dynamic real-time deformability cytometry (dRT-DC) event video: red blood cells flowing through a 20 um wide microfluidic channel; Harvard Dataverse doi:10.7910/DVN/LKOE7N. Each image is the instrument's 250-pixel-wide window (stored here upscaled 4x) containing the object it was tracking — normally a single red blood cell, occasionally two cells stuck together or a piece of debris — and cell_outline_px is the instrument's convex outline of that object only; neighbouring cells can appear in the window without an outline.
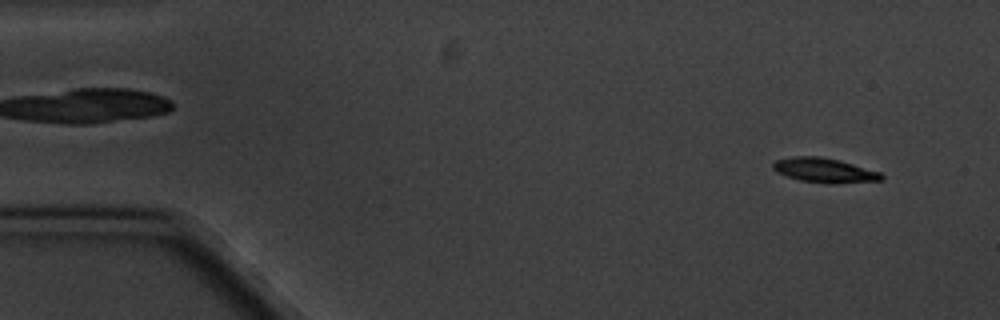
{"species": "common noctule bat (a hibernating species)", "species_latin": "Nyctalus noctula", "temperature_condition": "cold", "stored_images_in_passage": 5, "camera_frame_rate_fps": 3000, "um_per_image_px": 0.085, "animal": {"sex": "male", "body_mass_g": 20.1, "forearm_length_mm": 53.5}, "frame": {"image": 1, "passage_image": 1, "time_ms": 0.0, "image_size_px": [1000, 320], "cell_outline_px": [[884, 180], [828, 184], [800, 180], [776, 172], [772, 168], [772, 164], [776, 160], [792, 156], [820, 156], [840, 160], [880, 172], [884, 176]], "centroid_in_image_um": [70.07, 14.47], "position_along_channel_um": 14.9, "area_um2": 15.55}}
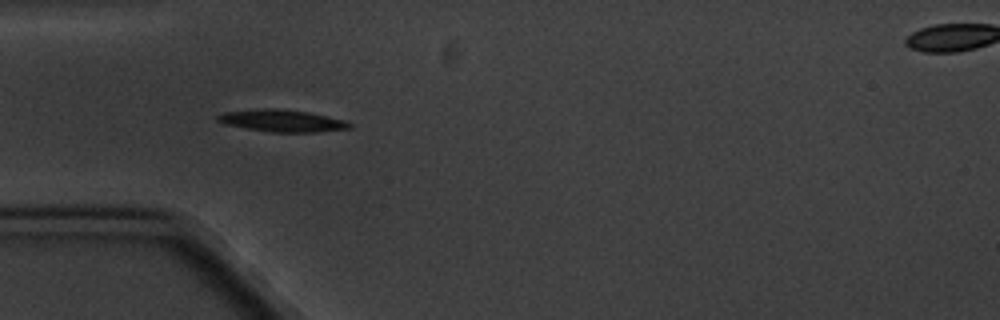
{"frame": {"image": 2, "passage_image": 5, "time_ms": 4.333, "image_size_px": [1000, 320], "cell_outline_px": [[352, 128], [316, 132], [272, 132], [224, 124], [216, 120], [216, 116], [224, 112], [260, 108], [276, 108], [308, 112], [348, 120], [352, 124]], "centroid_in_image_um": [24.01, 10.25], "position_along_channel_um": 61.0, "area_um2": 17.05}}